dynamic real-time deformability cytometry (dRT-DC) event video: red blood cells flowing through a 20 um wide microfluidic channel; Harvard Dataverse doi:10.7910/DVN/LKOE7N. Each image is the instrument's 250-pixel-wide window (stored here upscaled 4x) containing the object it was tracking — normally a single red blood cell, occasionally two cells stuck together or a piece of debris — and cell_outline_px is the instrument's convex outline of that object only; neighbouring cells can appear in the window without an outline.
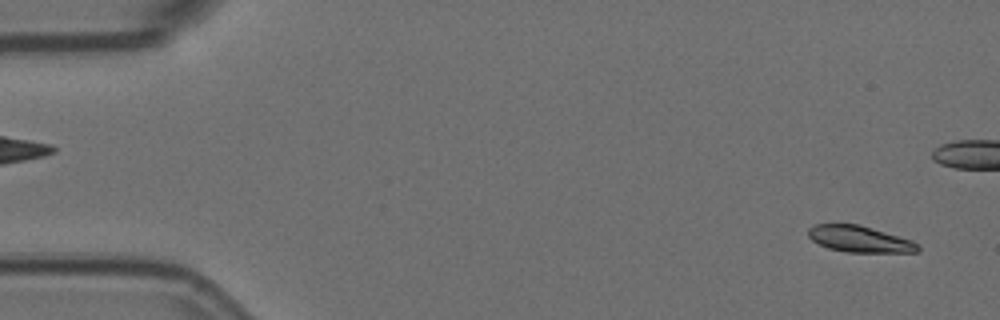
{"species": "Egyptian fruit bat (a non-hibernating species)", "species_latin": "Rousettus aegyptiacus", "temperature_condition": "room temperature", "stored_images_in_passage": 58, "camera_frame_rate_fps": 3000, "um_per_image_px": 0.085, "animal": {"sex": "female"}, "frame": {"image": 1, "passage_image": 3, "time_ms": 0.667, "image_size_px": [1000, 320], "cell_outline_px": [[920, 252], [848, 252], [828, 248], [812, 240], [808, 236], [808, 228], [816, 224], [856, 224], [912, 240], [920, 244]], "centroid_in_image_um": [73.08, 20.33], "position_along_channel_um": 11.9, "area_um2": 16.65}}
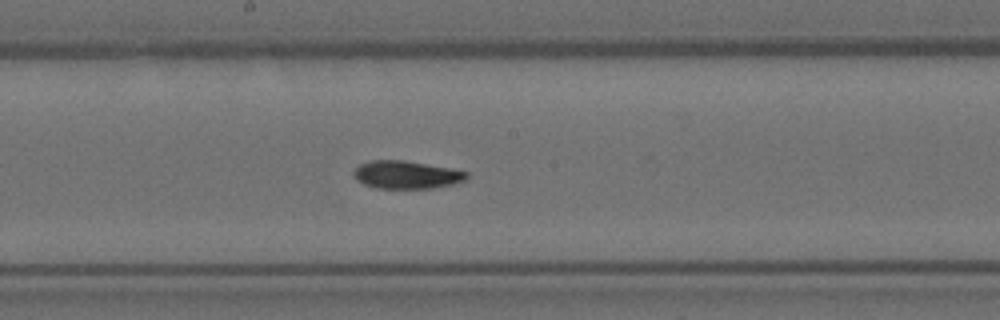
{"frame": {"image": 2, "passage_image": 30, "time_ms": 9.667, "image_size_px": [1000, 320], "cell_outline_px": [[468, 176], [464, 180], [452, 184], [432, 188], [376, 188], [364, 184], [356, 180], [352, 172], [360, 164], [372, 160], [404, 160], [448, 168], [468, 172]], "centroid_in_image_um": [34.5, 14.85], "position_along_channel_um": 213.7, "area_um2": 18.15}}
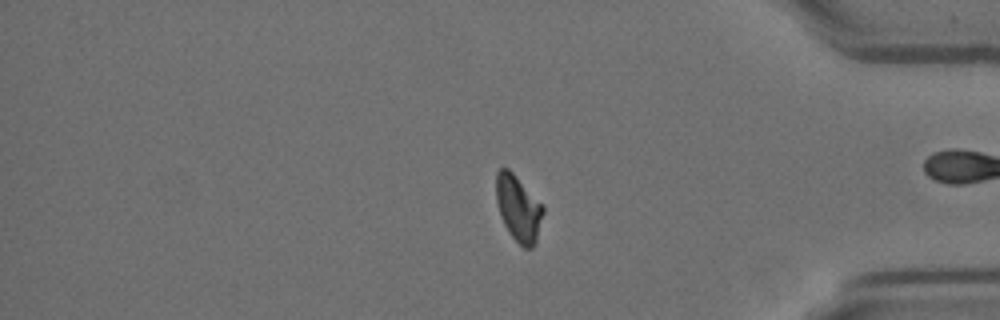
{"frame": {"image": 3, "passage_image": 47, "time_ms": 15.333, "image_size_px": [1000, 320], "cell_outline_px": [[544, 212], [536, 240], [532, 248], [524, 248], [508, 232], [500, 216], [496, 200], [496, 172], [500, 168], [508, 168], [512, 172], [544, 208]], "centroid_in_image_um": [44.03, 17.71], "position_along_channel_um": 391.2, "area_um2": 17.69}, "authors_computed_cell_mechanics": {"area_um2": 17.9758, "velocity_mm_per_s": 3.5782, "shape_relaxation_time_tau1_ms": 7.2387, "shape_relaxation_time_tau2_ms": 4.371, "deformation_change_tau1": 0.1816, "deformation_change_tau2": 0.082}}